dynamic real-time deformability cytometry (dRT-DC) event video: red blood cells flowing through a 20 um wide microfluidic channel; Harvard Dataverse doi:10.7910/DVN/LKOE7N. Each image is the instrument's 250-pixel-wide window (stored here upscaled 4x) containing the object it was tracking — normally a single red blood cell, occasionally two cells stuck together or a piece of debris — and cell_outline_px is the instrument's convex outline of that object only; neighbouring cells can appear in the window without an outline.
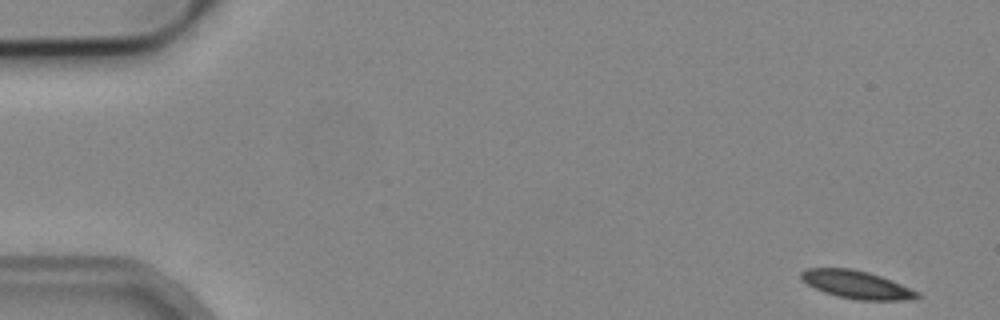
{"species": "common noctule bat (a hibernating species)", "species_latin": "Nyctalus noctula", "temperature_condition": "cold", "stored_images_in_passage": 6, "camera_frame_rate_fps": 3000, "um_per_image_px": 0.085, "animal": {"sex": "male", "body_mass_g": 19.2, "forearm_length_mm": 51.8}, "frame": {"image": 1, "passage_image": 1, "time_ms": 0.0, "image_size_px": [1000, 320], "cell_outline_px": [[920, 296], [916, 300], [856, 300], [836, 296], [824, 292], [808, 284], [800, 276], [800, 272], [808, 268], [852, 268], [868, 272], [880, 276], [920, 292]], "centroid_in_image_um": [72.84, 24.2], "position_along_channel_um": 12.2, "area_um2": 18.84}}
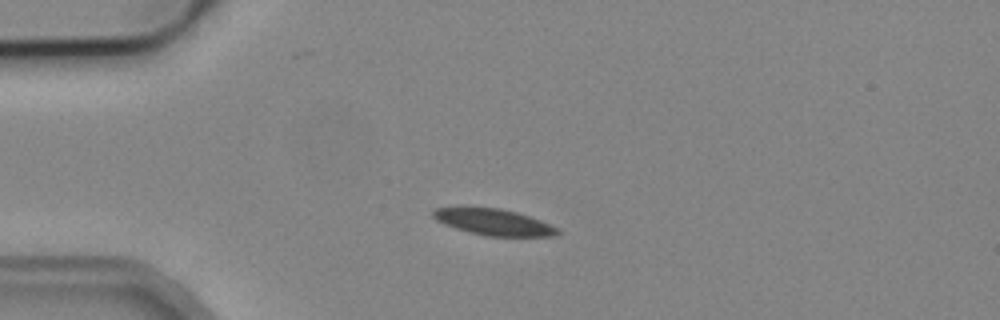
{"frame": {"image": 2, "passage_image": 4, "time_ms": 3.667, "image_size_px": [1000, 320], "cell_outline_px": [[560, 232], [556, 236], [484, 236], [456, 228], [444, 224], [436, 220], [432, 216], [432, 212], [436, 208], [500, 208], [516, 212], [540, 220], [560, 228]], "centroid_in_image_um": [42.0, 18.89], "position_along_channel_um": 43.0, "area_um2": 18.84}}